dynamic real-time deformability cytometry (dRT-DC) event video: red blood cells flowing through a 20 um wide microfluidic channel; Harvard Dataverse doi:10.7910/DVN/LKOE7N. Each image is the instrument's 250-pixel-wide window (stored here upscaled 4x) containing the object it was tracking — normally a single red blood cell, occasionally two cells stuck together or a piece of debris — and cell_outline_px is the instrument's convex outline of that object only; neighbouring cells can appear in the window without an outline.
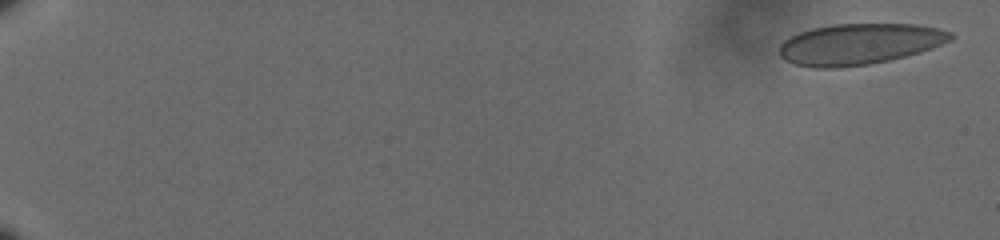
{"species": "human", "species_latin": "Homo sapiens", "temperature_condition": "cold", "stored_images_in_passage": 60, "camera_frame_rate_fps": 3000, "um_per_image_px": 0.085, "donor": {"sex": "male"}, "frame": {"image": 1, "passage_image": 2, "time_ms": 0.333, "image_size_px": [1000, 240], "cell_outline_px": [[952, 40], [932, 48], [920, 52], [888, 60], [868, 64], [836, 68], [816, 68], [796, 64], [784, 60], [780, 56], [780, 44], [784, 40], [800, 32], [812, 28], [836, 24], [916, 24], [936, 28], [952, 32]], "centroid_in_image_um": [73.04, 3.74], "position_along_channel_um": 12.0, "area_um2": 40.69}}
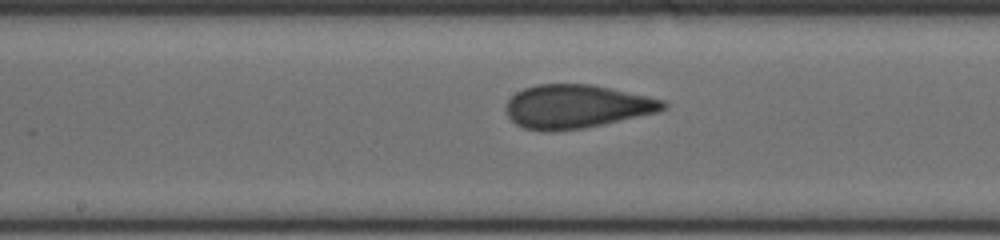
{"frame": {"image": 2, "passage_image": 35, "time_ms": 11.333, "image_size_px": [1000, 240], "cell_outline_px": [[668, 108], [660, 112], [604, 124], [584, 128], [552, 132], [540, 132], [524, 128], [516, 124], [508, 116], [504, 108], [508, 100], [516, 92], [524, 88], [536, 84], [592, 84], [648, 96], [664, 100], [668, 104]], "centroid_in_image_um": [49.01, 9.06], "position_along_channel_um": 199.2, "area_um2": 40.4}}
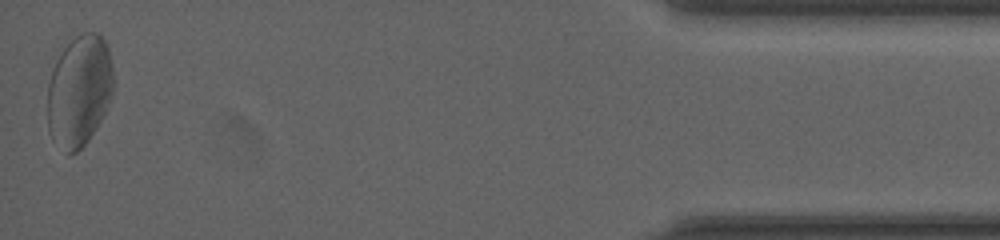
{"frame": {"image": 3, "passage_image": 60, "time_ms": 19.667, "image_size_px": [1000, 240], "cell_outline_px": [[112, 92], [104, 112], [96, 128], [88, 140], [76, 152], [68, 156], [52, 140], [48, 132], [48, 84], [56, 60], [60, 52], [80, 32], [96, 32], [104, 40], [108, 48], [112, 64]], "centroid_in_image_um": [6.71, 7.74], "position_along_channel_um": 428.5, "area_um2": 42.66}, "authors_computed_cell_mechanics": {"area_um2": 40.3733, "velocity_mm_per_s": 3.5686, "shape_relaxation_time_tau1_ms": 8.7582, "shape_relaxation_time_tau2_ms": 0.8294, "deformation_change_tau1": 0.1546, "deformation_change_tau2": 0.0525}}